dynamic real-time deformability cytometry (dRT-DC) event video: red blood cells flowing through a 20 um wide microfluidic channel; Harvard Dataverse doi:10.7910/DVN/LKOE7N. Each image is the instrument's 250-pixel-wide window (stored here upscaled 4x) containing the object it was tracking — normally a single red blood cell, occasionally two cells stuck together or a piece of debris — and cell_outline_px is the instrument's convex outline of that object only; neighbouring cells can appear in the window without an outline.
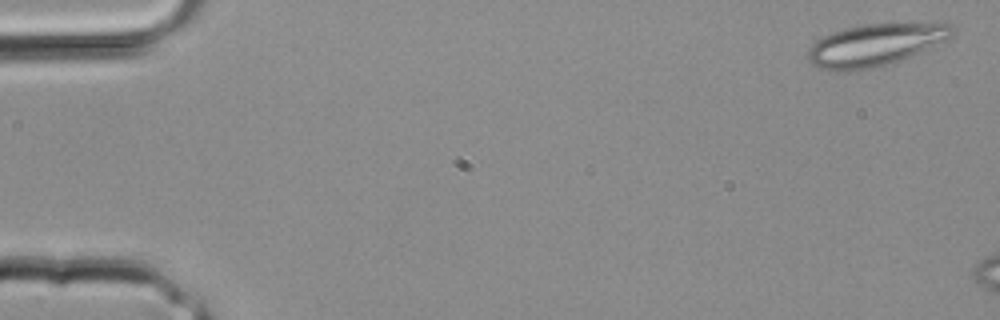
{"species": "common noctule bat (a hibernating species)", "species_latin": "Nyctalus noctula", "temperature_condition": "room temperature", "stored_images_in_passage": 6, "camera_frame_rate_fps": 3000, "um_per_image_px": 0.085, "animal": {"sex": "male", "body_mass_g": 20.4}, "frame": {"image": 1, "passage_image": 1, "time_ms": 0.0, "image_size_px": [1000, 320], "cell_outline_px": [[956, 32], [952, 36], [944, 40], [908, 56], [888, 64], [844, 72], [820, 68], [812, 64], [808, 60], [808, 52], [812, 44], [816, 40], [832, 32], [848, 28], [868, 24], [948, 24], [956, 28]], "centroid_in_image_um": [74.34, 3.82], "position_along_channel_um": 10.7, "area_um2": 34.33}}